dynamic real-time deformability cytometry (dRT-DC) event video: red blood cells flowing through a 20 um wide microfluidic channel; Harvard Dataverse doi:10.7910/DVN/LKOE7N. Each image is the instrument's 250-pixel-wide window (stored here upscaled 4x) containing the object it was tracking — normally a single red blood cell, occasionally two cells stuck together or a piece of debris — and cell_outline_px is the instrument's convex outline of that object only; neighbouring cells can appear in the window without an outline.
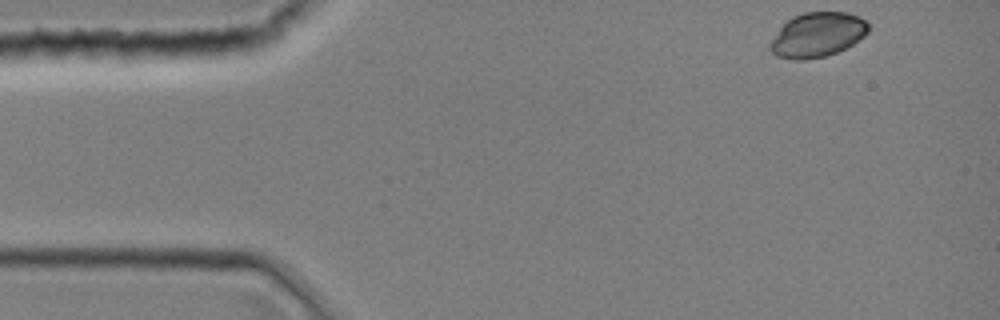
{"species": "common noctule bat (a hibernating species)", "species_latin": "Nyctalus noctula", "temperature_condition": "room temperature", "stored_images_in_passage": 35, "camera_frame_rate_fps": 3000, "um_per_image_px": 0.085, "animal": {"sex": "female", "body_mass_g": 19.0, "forearm_length_mm": 51.5}, "frame": {"image": 1, "passage_image": 1, "time_ms": 0.0, "image_size_px": [1000, 320], "cell_outline_px": [[868, 32], [864, 36], [852, 44], [836, 52], [824, 56], [804, 60], [796, 60], [776, 56], [768, 48], [768, 44], [780, 28], [792, 16], [804, 12], [848, 12], [864, 20], [868, 24]], "centroid_in_image_um": [69.45, 2.96], "position_along_channel_um": 15.6, "area_um2": 25.37}}
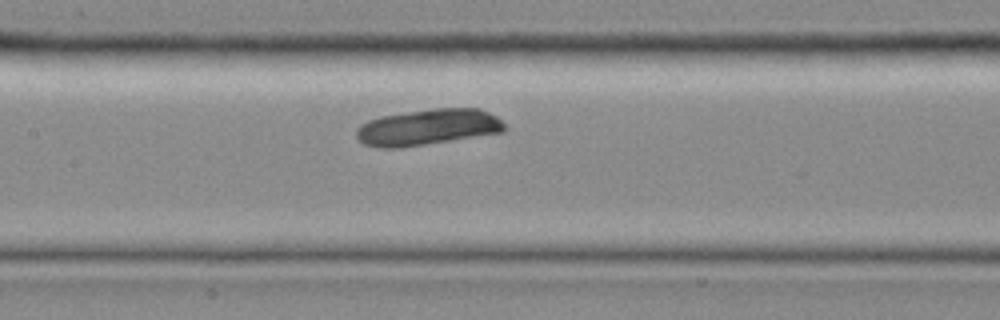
{"frame": {"image": 2, "passage_image": 16, "time_ms": 5.0, "image_size_px": [1000, 320], "cell_outline_px": [[508, 128], [504, 132], [400, 148], [380, 148], [364, 144], [356, 136], [356, 128], [360, 124], [368, 120], [380, 116], [432, 108], [480, 108], [496, 116]], "centroid_in_image_um": [36.36, 10.81], "position_along_channel_um": 171.0, "area_um2": 31.33}}
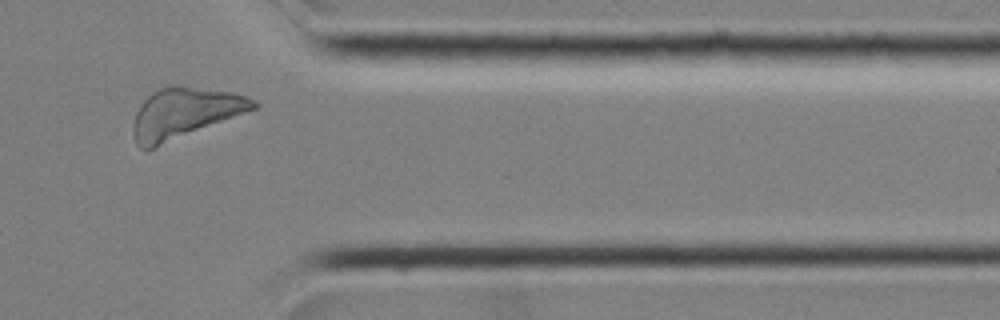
{"frame": {"image": 3, "passage_image": 30, "time_ms": 9.667, "image_size_px": [1000, 320], "cell_outline_px": [[260, 104], [256, 108], [152, 148], [140, 148], [136, 144], [132, 132], [132, 128], [136, 112], [140, 104], [152, 92], [160, 88], [172, 84], [176, 84], [232, 92], [248, 96], [256, 100]], "centroid_in_image_um": [15.68, 9.57], "position_along_channel_um": 395.7, "area_um2": 35.03}}